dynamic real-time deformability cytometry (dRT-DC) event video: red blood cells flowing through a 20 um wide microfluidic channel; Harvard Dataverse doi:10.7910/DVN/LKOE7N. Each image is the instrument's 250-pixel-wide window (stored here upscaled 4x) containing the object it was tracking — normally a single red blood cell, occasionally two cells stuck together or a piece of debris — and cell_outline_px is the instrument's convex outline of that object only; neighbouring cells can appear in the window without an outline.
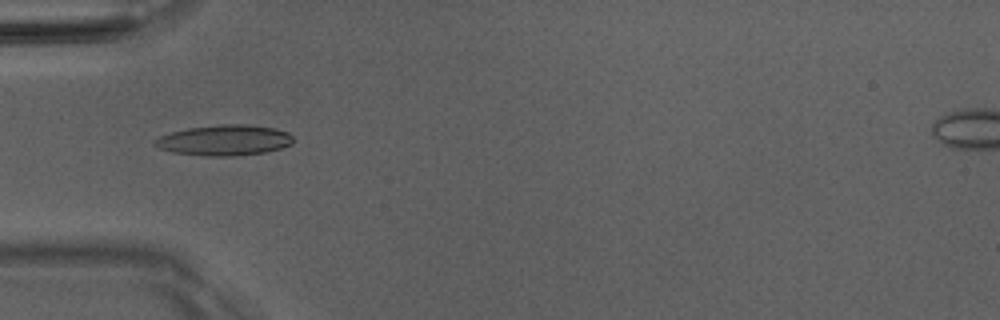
{"species": "Egyptian fruit bat (a non-hibernating species)", "species_latin": "Rousettus aegyptiacus", "temperature_condition": "room temperature", "stored_images_in_passage": 41, "camera_frame_rate_fps": 3000, "um_per_image_px": 0.085, "animal": {"sex": "male"}, "frame": {"image": 1, "passage_image": 7, "time_ms": 2.0, "image_size_px": [1000, 320], "cell_outline_px": [[292, 144], [280, 148], [264, 152], [232, 156], [204, 156], [172, 152], [160, 148], [152, 144], [152, 140], [160, 136], [172, 132], [188, 128], [220, 124], [244, 124], [276, 128], [288, 132], [292, 136]], "centroid_in_image_um": [19.05, 11.91], "position_along_channel_um": 66.0, "area_um2": 24.68}}
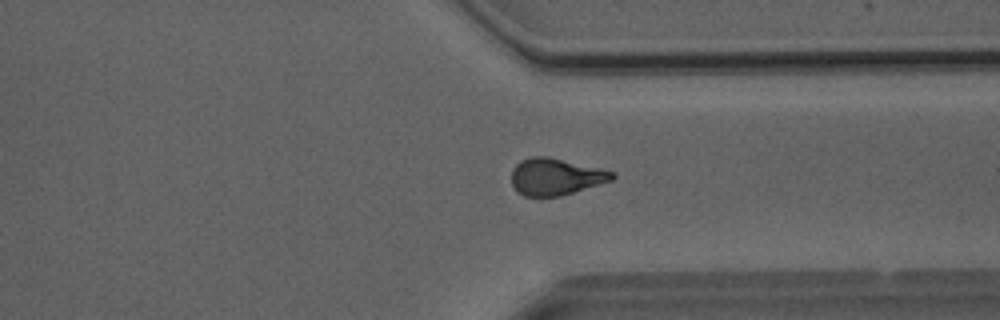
{"frame": {"image": 2, "passage_image": 29, "time_ms": 9.333, "image_size_px": [1000, 320], "cell_outline_px": [[616, 176], [612, 180], [600, 184], [560, 196], [524, 196], [516, 192], [512, 184], [512, 168], [520, 160], [532, 156], [544, 156], [600, 168], [616, 172]], "centroid_in_image_um": [47.21, 15.02], "position_along_channel_um": 364.2, "area_um2": 21.56}}
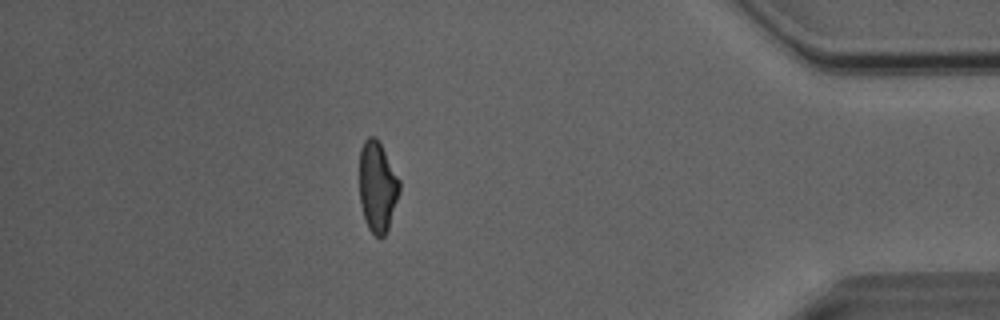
{"frame": {"image": 3, "passage_image": 35, "time_ms": 11.333, "image_size_px": [1000, 320], "cell_outline_px": [[400, 192], [388, 228], [384, 236], [376, 236], [368, 228], [364, 220], [360, 204], [360, 148], [364, 140], [368, 136], [376, 136], [400, 180]], "centroid_in_image_um": [32.07, 15.86], "position_along_channel_um": 403.1, "area_um2": 21.15}, "authors_computed_cell_mechanics": {"area_um2": 21.8484, "velocity_mm_per_s": 4.0808, "shape_relaxation_time_tau1_ms": 5.8028, "shape_relaxation_time_tau2_ms": 1.8031, "deformation_change_tau1": 0.1912, "deformation_change_tau2": 0.0831}}